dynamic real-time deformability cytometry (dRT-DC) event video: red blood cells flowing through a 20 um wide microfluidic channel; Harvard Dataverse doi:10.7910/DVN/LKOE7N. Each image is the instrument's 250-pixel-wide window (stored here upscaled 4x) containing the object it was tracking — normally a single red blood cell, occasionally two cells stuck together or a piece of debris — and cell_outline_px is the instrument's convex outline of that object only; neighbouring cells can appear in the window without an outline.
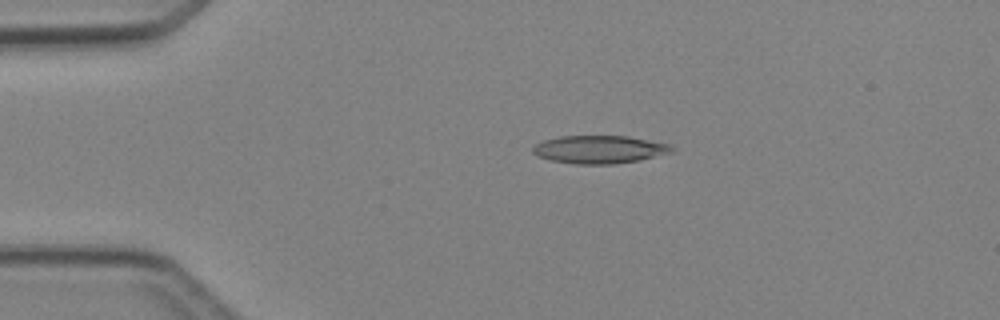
{"species": "Egyptian fruit bat (a non-hibernating species)", "species_latin": "Rousettus aegyptiacus", "temperature_condition": "cold", "stored_images_in_passage": 4, "camera_frame_rate_fps": 3000, "um_per_image_px": 0.085, "animal": {"sex": "female"}, "frame": {"image": 1, "passage_image": 3, "time_ms": 3.0, "image_size_px": [1000, 320], "cell_outline_px": [[676, 148], [672, 152], [640, 160], [616, 164], [572, 164], [548, 160], [536, 156], [532, 152], [532, 148], [536, 144], [544, 140], [560, 136], [628, 136], [672, 144]], "centroid_in_image_um": [50.96, 12.71], "position_along_channel_um": 34.0, "area_um2": 22.95}}